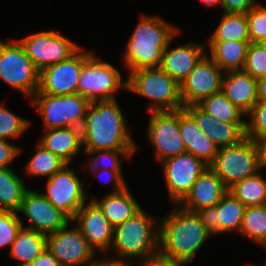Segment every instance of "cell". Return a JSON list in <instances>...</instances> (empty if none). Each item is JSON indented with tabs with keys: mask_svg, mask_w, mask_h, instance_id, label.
<instances>
[{
	"mask_svg": "<svg viewBox=\"0 0 266 266\" xmlns=\"http://www.w3.org/2000/svg\"><path fill=\"white\" fill-rule=\"evenodd\" d=\"M117 100L93 101L81 128L84 151L136 150Z\"/></svg>",
	"mask_w": 266,
	"mask_h": 266,
	"instance_id": "obj_1",
	"label": "cell"
},
{
	"mask_svg": "<svg viewBox=\"0 0 266 266\" xmlns=\"http://www.w3.org/2000/svg\"><path fill=\"white\" fill-rule=\"evenodd\" d=\"M159 222V254L175 261L191 264L195 254L211 235L196 212L179 204Z\"/></svg>",
	"mask_w": 266,
	"mask_h": 266,
	"instance_id": "obj_2",
	"label": "cell"
},
{
	"mask_svg": "<svg viewBox=\"0 0 266 266\" xmlns=\"http://www.w3.org/2000/svg\"><path fill=\"white\" fill-rule=\"evenodd\" d=\"M178 34L177 27L158 16L142 14L128 40L125 64L131 72L141 68L160 67L163 51Z\"/></svg>",
	"mask_w": 266,
	"mask_h": 266,
	"instance_id": "obj_3",
	"label": "cell"
},
{
	"mask_svg": "<svg viewBox=\"0 0 266 266\" xmlns=\"http://www.w3.org/2000/svg\"><path fill=\"white\" fill-rule=\"evenodd\" d=\"M159 221L141 209L133 217L114 227L112 248L117 259H146L159 253Z\"/></svg>",
	"mask_w": 266,
	"mask_h": 266,
	"instance_id": "obj_4",
	"label": "cell"
},
{
	"mask_svg": "<svg viewBox=\"0 0 266 266\" xmlns=\"http://www.w3.org/2000/svg\"><path fill=\"white\" fill-rule=\"evenodd\" d=\"M127 90L150 98L147 111H175L183 108L180 85L160 67L130 72Z\"/></svg>",
	"mask_w": 266,
	"mask_h": 266,
	"instance_id": "obj_5",
	"label": "cell"
},
{
	"mask_svg": "<svg viewBox=\"0 0 266 266\" xmlns=\"http://www.w3.org/2000/svg\"><path fill=\"white\" fill-rule=\"evenodd\" d=\"M31 99L33 106L38 108L45 130L63 127L81 129L91 103L78 93L73 95H50L37 91Z\"/></svg>",
	"mask_w": 266,
	"mask_h": 266,
	"instance_id": "obj_6",
	"label": "cell"
},
{
	"mask_svg": "<svg viewBox=\"0 0 266 266\" xmlns=\"http://www.w3.org/2000/svg\"><path fill=\"white\" fill-rule=\"evenodd\" d=\"M209 167L228 189L261 170L256 145L248 137L237 144L219 148Z\"/></svg>",
	"mask_w": 266,
	"mask_h": 266,
	"instance_id": "obj_7",
	"label": "cell"
},
{
	"mask_svg": "<svg viewBox=\"0 0 266 266\" xmlns=\"http://www.w3.org/2000/svg\"><path fill=\"white\" fill-rule=\"evenodd\" d=\"M40 71L18 40H0V79L10 87L32 97L39 88Z\"/></svg>",
	"mask_w": 266,
	"mask_h": 266,
	"instance_id": "obj_8",
	"label": "cell"
},
{
	"mask_svg": "<svg viewBox=\"0 0 266 266\" xmlns=\"http://www.w3.org/2000/svg\"><path fill=\"white\" fill-rule=\"evenodd\" d=\"M120 72L113 65L93 54L82 66L78 94L93 101L116 100L119 88L127 89V80H121Z\"/></svg>",
	"mask_w": 266,
	"mask_h": 266,
	"instance_id": "obj_9",
	"label": "cell"
},
{
	"mask_svg": "<svg viewBox=\"0 0 266 266\" xmlns=\"http://www.w3.org/2000/svg\"><path fill=\"white\" fill-rule=\"evenodd\" d=\"M18 41L39 71L69 59L81 48L55 30L34 33Z\"/></svg>",
	"mask_w": 266,
	"mask_h": 266,
	"instance_id": "obj_10",
	"label": "cell"
},
{
	"mask_svg": "<svg viewBox=\"0 0 266 266\" xmlns=\"http://www.w3.org/2000/svg\"><path fill=\"white\" fill-rule=\"evenodd\" d=\"M82 50L81 47L69 59L42 69L38 92L50 95L77 94L82 66L94 54Z\"/></svg>",
	"mask_w": 266,
	"mask_h": 266,
	"instance_id": "obj_11",
	"label": "cell"
},
{
	"mask_svg": "<svg viewBox=\"0 0 266 266\" xmlns=\"http://www.w3.org/2000/svg\"><path fill=\"white\" fill-rule=\"evenodd\" d=\"M168 195L175 206L191 191L197 178L208 167L191 153H182L162 161Z\"/></svg>",
	"mask_w": 266,
	"mask_h": 266,
	"instance_id": "obj_12",
	"label": "cell"
},
{
	"mask_svg": "<svg viewBox=\"0 0 266 266\" xmlns=\"http://www.w3.org/2000/svg\"><path fill=\"white\" fill-rule=\"evenodd\" d=\"M42 194L71 220L88 198L87 192L83 189V183L69 168V164L48 178L46 193Z\"/></svg>",
	"mask_w": 266,
	"mask_h": 266,
	"instance_id": "obj_13",
	"label": "cell"
},
{
	"mask_svg": "<svg viewBox=\"0 0 266 266\" xmlns=\"http://www.w3.org/2000/svg\"><path fill=\"white\" fill-rule=\"evenodd\" d=\"M148 124V137L155 146L156 159L167 158L186 152L179 131V110L151 111Z\"/></svg>",
	"mask_w": 266,
	"mask_h": 266,
	"instance_id": "obj_14",
	"label": "cell"
},
{
	"mask_svg": "<svg viewBox=\"0 0 266 266\" xmlns=\"http://www.w3.org/2000/svg\"><path fill=\"white\" fill-rule=\"evenodd\" d=\"M69 224L47 235L46 248L59 260L62 266H90L96 252L88 244L80 229Z\"/></svg>",
	"mask_w": 266,
	"mask_h": 266,
	"instance_id": "obj_15",
	"label": "cell"
},
{
	"mask_svg": "<svg viewBox=\"0 0 266 266\" xmlns=\"http://www.w3.org/2000/svg\"><path fill=\"white\" fill-rule=\"evenodd\" d=\"M222 70L206 54L180 85L183 107L199 104L203 99L221 91Z\"/></svg>",
	"mask_w": 266,
	"mask_h": 266,
	"instance_id": "obj_16",
	"label": "cell"
},
{
	"mask_svg": "<svg viewBox=\"0 0 266 266\" xmlns=\"http://www.w3.org/2000/svg\"><path fill=\"white\" fill-rule=\"evenodd\" d=\"M19 212L31 222L27 228L45 235L54 233L71 223V219L55 208L42 193L32 190L25 192Z\"/></svg>",
	"mask_w": 266,
	"mask_h": 266,
	"instance_id": "obj_17",
	"label": "cell"
},
{
	"mask_svg": "<svg viewBox=\"0 0 266 266\" xmlns=\"http://www.w3.org/2000/svg\"><path fill=\"white\" fill-rule=\"evenodd\" d=\"M246 206L231 192H227L221 201L213 207L196 211L206 231L210 234L240 231Z\"/></svg>",
	"mask_w": 266,
	"mask_h": 266,
	"instance_id": "obj_18",
	"label": "cell"
},
{
	"mask_svg": "<svg viewBox=\"0 0 266 266\" xmlns=\"http://www.w3.org/2000/svg\"><path fill=\"white\" fill-rule=\"evenodd\" d=\"M86 204L78 210L71 222L77 223V227L95 252H107L113 243L114 227L92 200Z\"/></svg>",
	"mask_w": 266,
	"mask_h": 266,
	"instance_id": "obj_19",
	"label": "cell"
},
{
	"mask_svg": "<svg viewBox=\"0 0 266 266\" xmlns=\"http://www.w3.org/2000/svg\"><path fill=\"white\" fill-rule=\"evenodd\" d=\"M195 120L199 129L211 139L218 148L239 143L246 137V123L219 122L198 104L183 107Z\"/></svg>",
	"mask_w": 266,
	"mask_h": 266,
	"instance_id": "obj_20",
	"label": "cell"
},
{
	"mask_svg": "<svg viewBox=\"0 0 266 266\" xmlns=\"http://www.w3.org/2000/svg\"><path fill=\"white\" fill-rule=\"evenodd\" d=\"M227 192L228 188L224 182L208 166L179 205L185 210L196 212L202 208L216 206Z\"/></svg>",
	"mask_w": 266,
	"mask_h": 266,
	"instance_id": "obj_21",
	"label": "cell"
},
{
	"mask_svg": "<svg viewBox=\"0 0 266 266\" xmlns=\"http://www.w3.org/2000/svg\"><path fill=\"white\" fill-rule=\"evenodd\" d=\"M171 42L172 40L163 51L160 68L181 85L189 73L195 68L196 64L205 55L203 53L205 48L204 44L190 42L169 50Z\"/></svg>",
	"mask_w": 266,
	"mask_h": 266,
	"instance_id": "obj_22",
	"label": "cell"
},
{
	"mask_svg": "<svg viewBox=\"0 0 266 266\" xmlns=\"http://www.w3.org/2000/svg\"><path fill=\"white\" fill-rule=\"evenodd\" d=\"M222 78L221 91L245 115L258 102L257 80L243 70L228 71Z\"/></svg>",
	"mask_w": 266,
	"mask_h": 266,
	"instance_id": "obj_23",
	"label": "cell"
},
{
	"mask_svg": "<svg viewBox=\"0 0 266 266\" xmlns=\"http://www.w3.org/2000/svg\"><path fill=\"white\" fill-rule=\"evenodd\" d=\"M179 131L187 153L201 159L208 166L219 150L197 126L194 118L184 109H179Z\"/></svg>",
	"mask_w": 266,
	"mask_h": 266,
	"instance_id": "obj_24",
	"label": "cell"
},
{
	"mask_svg": "<svg viewBox=\"0 0 266 266\" xmlns=\"http://www.w3.org/2000/svg\"><path fill=\"white\" fill-rule=\"evenodd\" d=\"M44 131L45 134L38 143L59 156L67 164L81 152L83 143L80 128L63 127Z\"/></svg>",
	"mask_w": 266,
	"mask_h": 266,
	"instance_id": "obj_25",
	"label": "cell"
},
{
	"mask_svg": "<svg viewBox=\"0 0 266 266\" xmlns=\"http://www.w3.org/2000/svg\"><path fill=\"white\" fill-rule=\"evenodd\" d=\"M91 200L99 207L113 227L133 217L142 209L130 193L128 186L122 191L108 193L102 200L98 201L96 198Z\"/></svg>",
	"mask_w": 266,
	"mask_h": 266,
	"instance_id": "obj_26",
	"label": "cell"
},
{
	"mask_svg": "<svg viewBox=\"0 0 266 266\" xmlns=\"http://www.w3.org/2000/svg\"><path fill=\"white\" fill-rule=\"evenodd\" d=\"M250 41H209L211 59L223 73L242 70Z\"/></svg>",
	"mask_w": 266,
	"mask_h": 266,
	"instance_id": "obj_27",
	"label": "cell"
},
{
	"mask_svg": "<svg viewBox=\"0 0 266 266\" xmlns=\"http://www.w3.org/2000/svg\"><path fill=\"white\" fill-rule=\"evenodd\" d=\"M47 246V235L22 226L9 250L12 259L29 265Z\"/></svg>",
	"mask_w": 266,
	"mask_h": 266,
	"instance_id": "obj_28",
	"label": "cell"
},
{
	"mask_svg": "<svg viewBox=\"0 0 266 266\" xmlns=\"http://www.w3.org/2000/svg\"><path fill=\"white\" fill-rule=\"evenodd\" d=\"M27 190L11 168H0V210L18 213Z\"/></svg>",
	"mask_w": 266,
	"mask_h": 266,
	"instance_id": "obj_29",
	"label": "cell"
},
{
	"mask_svg": "<svg viewBox=\"0 0 266 266\" xmlns=\"http://www.w3.org/2000/svg\"><path fill=\"white\" fill-rule=\"evenodd\" d=\"M250 41L245 13H224L209 41Z\"/></svg>",
	"mask_w": 266,
	"mask_h": 266,
	"instance_id": "obj_30",
	"label": "cell"
},
{
	"mask_svg": "<svg viewBox=\"0 0 266 266\" xmlns=\"http://www.w3.org/2000/svg\"><path fill=\"white\" fill-rule=\"evenodd\" d=\"M228 191L246 207L266 204V180L260 173L235 183Z\"/></svg>",
	"mask_w": 266,
	"mask_h": 266,
	"instance_id": "obj_31",
	"label": "cell"
},
{
	"mask_svg": "<svg viewBox=\"0 0 266 266\" xmlns=\"http://www.w3.org/2000/svg\"><path fill=\"white\" fill-rule=\"evenodd\" d=\"M198 105L219 122L246 123V120L242 119L246 115L233 105L222 91L203 99Z\"/></svg>",
	"mask_w": 266,
	"mask_h": 266,
	"instance_id": "obj_32",
	"label": "cell"
},
{
	"mask_svg": "<svg viewBox=\"0 0 266 266\" xmlns=\"http://www.w3.org/2000/svg\"><path fill=\"white\" fill-rule=\"evenodd\" d=\"M36 153L26 164V174L28 176H48L50 178L67 163L59 156L37 144Z\"/></svg>",
	"mask_w": 266,
	"mask_h": 266,
	"instance_id": "obj_33",
	"label": "cell"
},
{
	"mask_svg": "<svg viewBox=\"0 0 266 266\" xmlns=\"http://www.w3.org/2000/svg\"><path fill=\"white\" fill-rule=\"evenodd\" d=\"M239 233L262 246L266 243V204L246 207Z\"/></svg>",
	"mask_w": 266,
	"mask_h": 266,
	"instance_id": "obj_34",
	"label": "cell"
},
{
	"mask_svg": "<svg viewBox=\"0 0 266 266\" xmlns=\"http://www.w3.org/2000/svg\"><path fill=\"white\" fill-rule=\"evenodd\" d=\"M30 125V121L9 111L4 104H0V138H18Z\"/></svg>",
	"mask_w": 266,
	"mask_h": 266,
	"instance_id": "obj_35",
	"label": "cell"
},
{
	"mask_svg": "<svg viewBox=\"0 0 266 266\" xmlns=\"http://www.w3.org/2000/svg\"><path fill=\"white\" fill-rule=\"evenodd\" d=\"M242 70L256 80L266 77V50L258 43H249Z\"/></svg>",
	"mask_w": 266,
	"mask_h": 266,
	"instance_id": "obj_36",
	"label": "cell"
},
{
	"mask_svg": "<svg viewBox=\"0 0 266 266\" xmlns=\"http://www.w3.org/2000/svg\"><path fill=\"white\" fill-rule=\"evenodd\" d=\"M134 151L135 150H96L92 152L84 151V153L91 155L94 153H99L96 157L95 155H93L90 160L92 163L89 162V171L92 172V175L95 174L96 176H98L100 173H97L99 171H97L96 169L98 168V164L100 162H103V164L105 165H107L106 163H108V170L121 171V160H119V155L130 158L134 154ZM103 160L107 161L104 162Z\"/></svg>",
	"mask_w": 266,
	"mask_h": 266,
	"instance_id": "obj_37",
	"label": "cell"
},
{
	"mask_svg": "<svg viewBox=\"0 0 266 266\" xmlns=\"http://www.w3.org/2000/svg\"><path fill=\"white\" fill-rule=\"evenodd\" d=\"M246 116L250 117L246 121V137L254 141L266 136V102H257Z\"/></svg>",
	"mask_w": 266,
	"mask_h": 266,
	"instance_id": "obj_38",
	"label": "cell"
},
{
	"mask_svg": "<svg viewBox=\"0 0 266 266\" xmlns=\"http://www.w3.org/2000/svg\"><path fill=\"white\" fill-rule=\"evenodd\" d=\"M23 226L17 212L0 210V248L11 245Z\"/></svg>",
	"mask_w": 266,
	"mask_h": 266,
	"instance_id": "obj_39",
	"label": "cell"
},
{
	"mask_svg": "<svg viewBox=\"0 0 266 266\" xmlns=\"http://www.w3.org/2000/svg\"><path fill=\"white\" fill-rule=\"evenodd\" d=\"M248 34L251 43L266 37V6L256 5L246 13Z\"/></svg>",
	"mask_w": 266,
	"mask_h": 266,
	"instance_id": "obj_40",
	"label": "cell"
},
{
	"mask_svg": "<svg viewBox=\"0 0 266 266\" xmlns=\"http://www.w3.org/2000/svg\"><path fill=\"white\" fill-rule=\"evenodd\" d=\"M258 5L256 0H221V7L224 13H247Z\"/></svg>",
	"mask_w": 266,
	"mask_h": 266,
	"instance_id": "obj_41",
	"label": "cell"
},
{
	"mask_svg": "<svg viewBox=\"0 0 266 266\" xmlns=\"http://www.w3.org/2000/svg\"><path fill=\"white\" fill-rule=\"evenodd\" d=\"M21 152L19 147L0 138V168H10L8 165Z\"/></svg>",
	"mask_w": 266,
	"mask_h": 266,
	"instance_id": "obj_42",
	"label": "cell"
},
{
	"mask_svg": "<svg viewBox=\"0 0 266 266\" xmlns=\"http://www.w3.org/2000/svg\"><path fill=\"white\" fill-rule=\"evenodd\" d=\"M142 266H185V263L164 257L159 253L141 263Z\"/></svg>",
	"mask_w": 266,
	"mask_h": 266,
	"instance_id": "obj_43",
	"label": "cell"
},
{
	"mask_svg": "<svg viewBox=\"0 0 266 266\" xmlns=\"http://www.w3.org/2000/svg\"><path fill=\"white\" fill-rule=\"evenodd\" d=\"M29 266H62L59 260L46 248Z\"/></svg>",
	"mask_w": 266,
	"mask_h": 266,
	"instance_id": "obj_44",
	"label": "cell"
},
{
	"mask_svg": "<svg viewBox=\"0 0 266 266\" xmlns=\"http://www.w3.org/2000/svg\"><path fill=\"white\" fill-rule=\"evenodd\" d=\"M101 170L102 171L100 173L106 171L105 173L108 176L107 180L109 182H112L114 191H111V193L122 191L124 188L127 187L125 180L123 179V176L121 174V171H111V170L106 169V167L105 169L103 167Z\"/></svg>",
	"mask_w": 266,
	"mask_h": 266,
	"instance_id": "obj_45",
	"label": "cell"
},
{
	"mask_svg": "<svg viewBox=\"0 0 266 266\" xmlns=\"http://www.w3.org/2000/svg\"><path fill=\"white\" fill-rule=\"evenodd\" d=\"M103 259V260H102ZM102 259H95L90 266H133L131 261L127 262L115 258L105 256Z\"/></svg>",
	"mask_w": 266,
	"mask_h": 266,
	"instance_id": "obj_46",
	"label": "cell"
},
{
	"mask_svg": "<svg viewBox=\"0 0 266 266\" xmlns=\"http://www.w3.org/2000/svg\"><path fill=\"white\" fill-rule=\"evenodd\" d=\"M258 151L260 169L266 167V136L254 140Z\"/></svg>",
	"mask_w": 266,
	"mask_h": 266,
	"instance_id": "obj_47",
	"label": "cell"
},
{
	"mask_svg": "<svg viewBox=\"0 0 266 266\" xmlns=\"http://www.w3.org/2000/svg\"><path fill=\"white\" fill-rule=\"evenodd\" d=\"M258 102H266V77L257 80Z\"/></svg>",
	"mask_w": 266,
	"mask_h": 266,
	"instance_id": "obj_48",
	"label": "cell"
},
{
	"mask_svg": "<svg viewBox=\"0 0 266 266\" xmlns=\"http://www.w3.org/2000/svg\"><path fill=\"white\" fill-rule=\"evenodd\" d=\"M202 3H205L209 6H213V5H217L220 4L221 5V0H201Z\"/></svg>",
	"mask_w": 266,
	"mask_h": 266,
	"instance_id": "obj_49",
	"label": "cell"
},
{
	"mask_svg": "<svg viewBox=\"0 0 266 266\" xmlns=\"http://www.w3.org/2000/svg\"><path fill=\"white\" fill-rule=\"evenodd\" d=\"M263 49L266 50V37L257 42Z\"/></svg>",
	"mask_w": 266,
	"mask_h": 266,
	"instance_id": "obj_50",
	"label": "cell"
},
{
	"mask_svg": "<svg viewBox=\"0 0 266 266\" xmlns=\"http://www.w3.org/2000/svg\"><path fill=\"white\" fill-rule=\"evenodd\" d=\"M19 266H29V265H27V264H25V265L24 264H20Z\"/></svg>",
	"mask_w": 266,
	"mask_h": 266,
	"instance_id": "obj_51",
	"label": "cell"
}]
</instances>
